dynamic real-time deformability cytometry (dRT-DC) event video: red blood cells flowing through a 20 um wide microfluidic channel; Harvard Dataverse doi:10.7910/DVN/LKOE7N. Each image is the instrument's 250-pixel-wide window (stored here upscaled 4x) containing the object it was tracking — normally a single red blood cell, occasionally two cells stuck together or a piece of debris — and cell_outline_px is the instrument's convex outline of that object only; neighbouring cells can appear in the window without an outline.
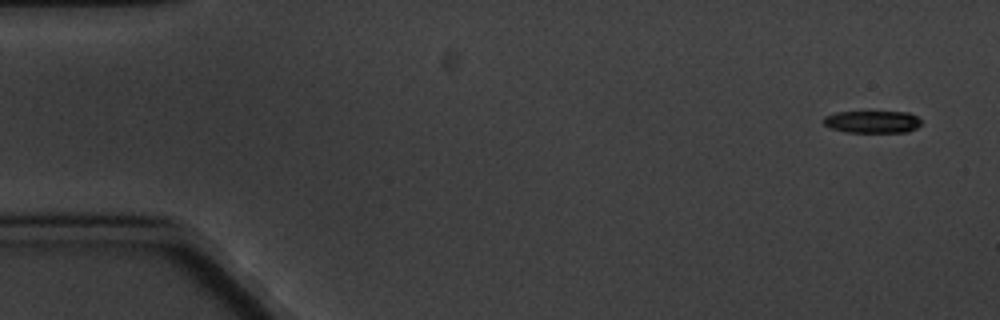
{"species": "common noctule bat (a hibernating species)", "species_latin": "Nyctalus noctula", "temperature_condition": "cold", "stored_images_in_passage": 5, "camera_frame_rate_fps": 3000, "um_per_image_px": 0.085, "animal": {"sex": "male", "body_mass_g": 20.1, "forearm_length_mm": 53.5}, "frame": {"image": 1, "passage_image": 1, "time_ms": 0.0, "image_size_px": [1000, 320], "cell_outline_px": [[920, 124], [916, 128], [908, 132], [844, 132], [828, 128], [820, 120], [824, 116], [836, 112], [908, 112], [916, 116], [920, 120]], "centroid_in_image_um": [74.08, 10.36], "position_along_channel_um": 10.9, "area_um2": 12.83}}
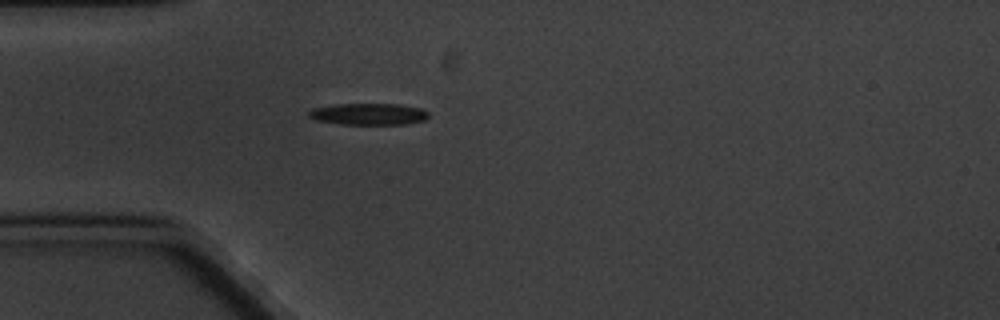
{"frame": {"image": 2, "passage_image": 5, "time_ms": 4.667, "image_size_px": [1000, 320], "cell_outline_px": [[428, 116], [424, 120], [408, 124], [344, 124], [316, 120], [308, 116], [308, 112], [312, 108], [336, 104], [400, 104], [424, 108], [428, 112]], "centroid_in_image_um": [31.36, 9.69], "position_along_channel_um": 53.6, "area_um2": 15.14}}